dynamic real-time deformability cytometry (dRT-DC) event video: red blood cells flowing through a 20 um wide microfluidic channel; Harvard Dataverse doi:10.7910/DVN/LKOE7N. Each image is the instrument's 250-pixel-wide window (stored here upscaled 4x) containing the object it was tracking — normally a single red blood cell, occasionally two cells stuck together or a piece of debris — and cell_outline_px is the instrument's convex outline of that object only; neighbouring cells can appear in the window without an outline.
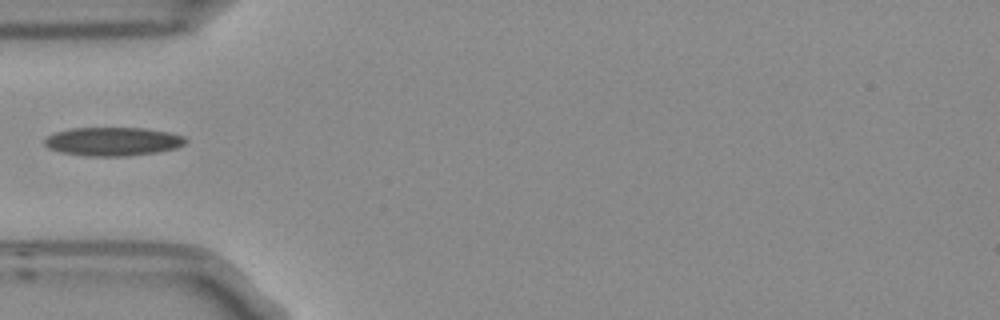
{"species": "Egyptian fruit bat (a non-hibernating species)", "species_latin": "Rousettus aegyptiacus", "temperature_condition": "room temperature", "stored_images_in_passage": 2, "camera_frame_rate_fps": 3000, "um_per_image_px": 0.085, "frame": {"image": 1, "passage_image": 1, "time_ms": 0.0, "image_size_px": [1000, 320], "cell_outline_px": [[188, 140], [184, 144], [176, 148], [156, 152], [128, 156], [84, 156], [60, 152], [48, 148], [44, 144], [44, 140], [48, 136], [56, 132], [72, 128], [144, 128], [168, 132], [184, 136]], "centroid_in_image_um": [9.59, 12.03], "position_along_channel_um": 75.4, "area_um2": 23.52}}